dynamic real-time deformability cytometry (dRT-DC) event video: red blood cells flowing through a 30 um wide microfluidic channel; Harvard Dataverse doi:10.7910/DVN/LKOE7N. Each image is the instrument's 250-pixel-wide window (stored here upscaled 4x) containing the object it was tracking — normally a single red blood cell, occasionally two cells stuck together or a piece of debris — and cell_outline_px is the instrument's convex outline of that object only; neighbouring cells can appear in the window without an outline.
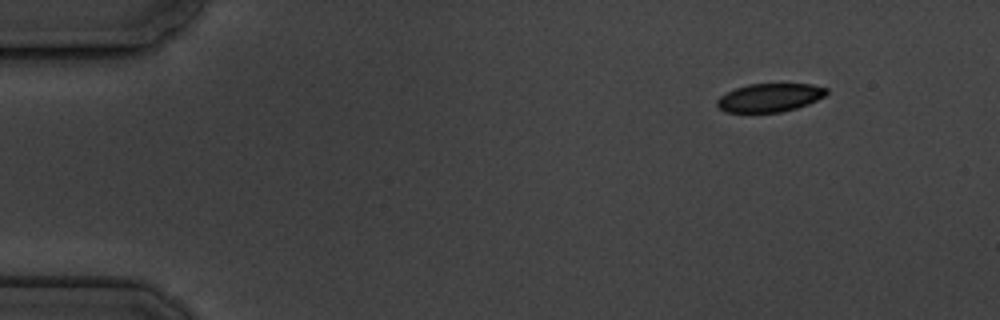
{"species": "common noctule bat (a hibernating species)", "species_latin": "Nyctalus noctula", "temperature_condition": "cold", "stored_images_in_passage": 3, "camera_frame_rate_fps": 3000, "um_per_image_px": 0.085, "animal": {"sex": "male", "body_mass_g": 19.5, "forearm_length_mm": 54.6}, "frame": {"image": 1, "passage_image": 1, "time_ms": 0.0, "image_size_px": [1000, 320], "cell_outline_px": [[828, 92], [824, 96], [808, 104], [796, 108], [780, 112], [724, 112], [716, 104], [716, 100], [720, 96], [736, 88], [748, 84], [812, 84], [828, 88]], "centroid_in_image_um": [65.43, 8.29], "position_along_channel_um": 19.6, "area_um2": 18.03}}
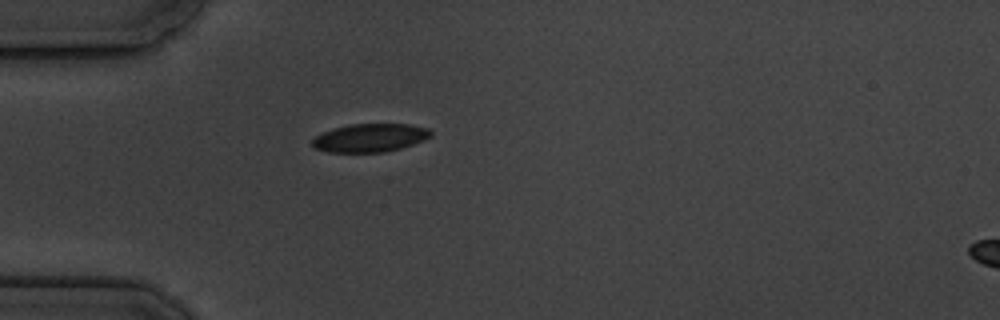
{"frame": {"image": 2, "passage_image": 3, "time_ms": 3.333, "image_size_px": [1000, 320], "cell_outline_px": [[432, 136], [424, 140], [400, 148], [384, 152], [328, 152], [312, 148], [312, 140], [316, 136], [324, 132], [348, 124], [408, 124], [428, 128], [432, 132]], "centroid_in_image_um": [31.45, 11.71], "position_along_channel_um": 53.6, "area_um2": 19.48}}